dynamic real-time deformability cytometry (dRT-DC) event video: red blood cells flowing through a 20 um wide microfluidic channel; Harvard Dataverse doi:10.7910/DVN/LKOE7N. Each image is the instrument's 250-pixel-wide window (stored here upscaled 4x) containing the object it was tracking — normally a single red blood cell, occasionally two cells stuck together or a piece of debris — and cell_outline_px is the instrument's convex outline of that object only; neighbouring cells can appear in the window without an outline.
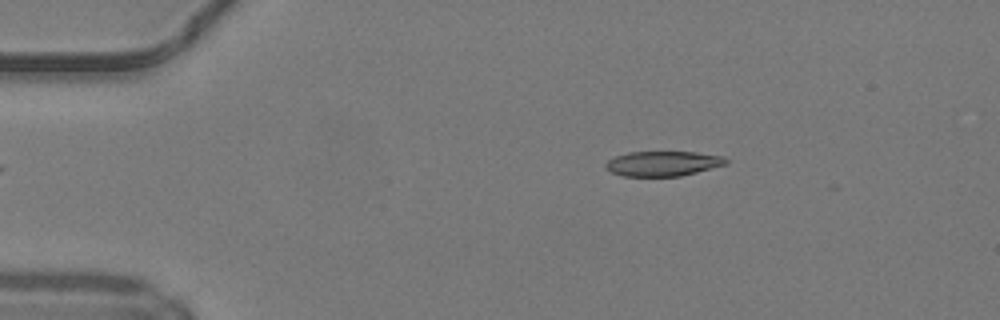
{"species": "common noctule bat (a hibernating species)", "species_latin": "Nyctalus noctula", "temperature_condition": "warm", "stored_images_in_passage": 18, "camera_frame_rate_fps": 3000, "um_per_image_px": 0.085, "animal": {"sex": "male", "body_mass_g": 19.2, "forearm_length_mm": 51.8}, "frame": {"image": 1, "passage_image": 1, "time_ms": 0.0, "image_size_px": [1000, 320], "cell_outline_px": [[728, 164], [680, 176], [624, 176], [612, 172], [604, 168], [604, 164], [608, 160], [616, 156], [628, 152], [696, 152], [724, 156], [728, 160]], "centroid_in_image_um": [56.35, 13.9], "position_along_channel_um": 28.6, "area_um2": 17.51}}
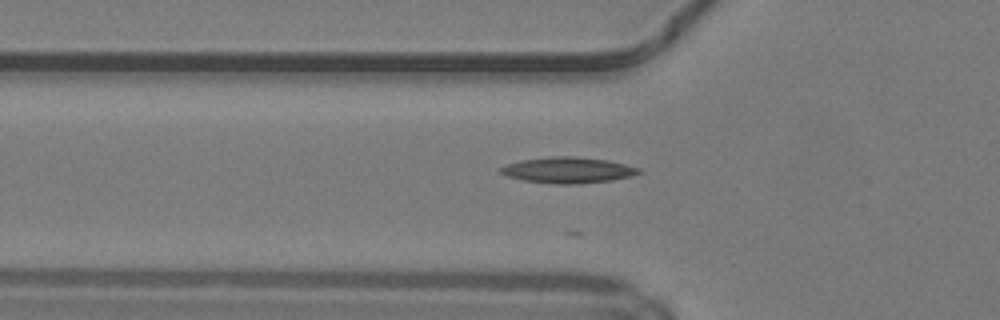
{"frame": {"image": 2, "passage_image": 9, "time_ms": 2.667, "image_size_px": [1000, 320], "cell_outline_px": [[644, 172], [632, 176], [612, 180], [580, 184], [556, 184], [524, 180], [508, 176], [500, 172], [500, 168], [508, 164], [520, 160], [548, 156], [576, 156], [608, 160], [640, 168]], "centroid_in_image_um": [48.32, 14.45], "position_along_channel_um": 77.5, "area_um2": 20.98}}
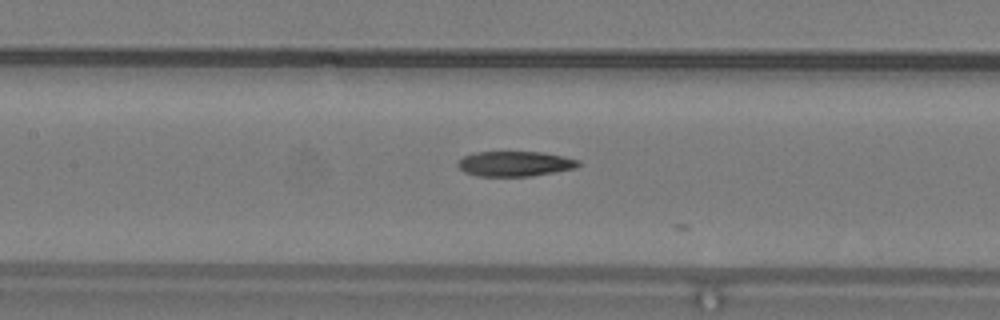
{"frame": {"image": 3, "passage_image": 15, "time_ms": 4.667, "image_size_px": [1000, 320], "cell_outline_px": [[580, 164], [576, 168], [528, 176], [476, 176], [464, 172], [456, 164], [456, 160], [464, 156], [476, 152], [544, 152], [564, 156], [580, 160]], "centroid_in_image_um": [43.74, 13.91], "position_along_channel_um": 163.7, "area_um2": 17.69}}